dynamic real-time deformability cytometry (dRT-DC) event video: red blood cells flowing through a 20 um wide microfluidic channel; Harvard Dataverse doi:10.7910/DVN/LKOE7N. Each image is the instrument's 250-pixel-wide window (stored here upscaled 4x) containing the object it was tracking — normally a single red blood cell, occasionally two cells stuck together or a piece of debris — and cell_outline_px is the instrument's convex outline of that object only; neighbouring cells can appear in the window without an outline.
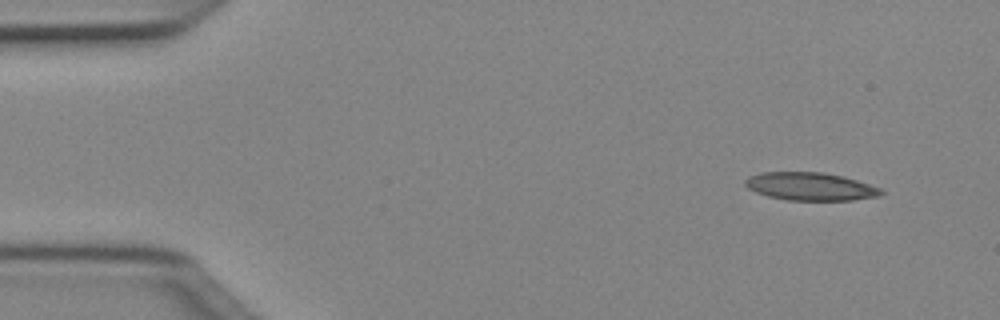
{"species": "Egyptian fruit bat (a non-hibernating species)", "species_latin": "Rousettus aegyptiacus", "temperature_condition": "cold", "stored_images_in_passage": 46, "camera_frame_rate_fps": 3000, "um_per_image_px": 0.085, "animal": {"sex": "female"}, "frame": {"image": 1, "passage_image": 1, "time_ms": 0.0, "image_size_px": [1000, 320], "cell_outline_px": [[884, 192], [880, 196], [852, 200], [788, 200], [768, 196], [756, 192], [748, 188], [744, 184], [744, 180], [748, 176], [760, 172], [824, 172], [844, 176], [880, 188]], "centroid_in_image_um": [68.86, 15.84], "position_along_channel_um": 16.1, "area_um2": 22.2}}
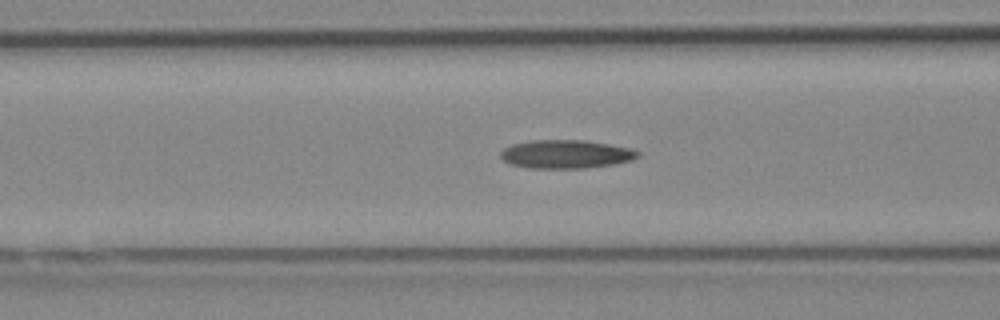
{"frame": {"image": 2, "passage_image": 16, "time_ms": 5.0, "image_size_px": [1000, 320], "cell_outline_px": [[640, 156], [632, 160], [612, 164], [584, 168], [528, 168], [508, 164], [500, 156], [500, 152], [504, 148], [512, 144], [528, 140], [584, 140], [632, 148], [640, 152]], "centroid_in_image_um": [48.08, 13.1], "position_along_channel_um": 118.5, "area_um2": 22.89}}
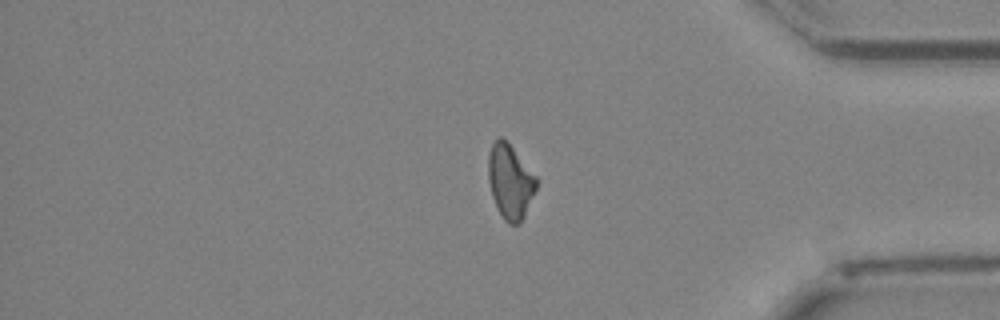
{"frame": {"image": 3, "passage_image": 38, "time_ms": 12.333, "image_size_px": [1000, 320], "cell_outline_px": [[540, 180], [524, 216], [520, 224], [508, 224], [504, 220], [492, 196], [488, 180], [488, 156], [492, 144], [500, 136], [508, 140]], "centroid_in_image_um": [43.39, 15.39], "position_along_channel_um": 391.8, "area_um2": 21.15}, "authors_computed_cell_mechanics": {"area_um2": 21.8195, "velocity_mm_per_s": 4.0395, "shape_relaxation_time_tau1_ms": 9.2139, "shape_relaxation_time_tau2_ms": 6.6642, "deformation_change_tau1": 0.2121, "deformation_change_tau2": 0.1882}}